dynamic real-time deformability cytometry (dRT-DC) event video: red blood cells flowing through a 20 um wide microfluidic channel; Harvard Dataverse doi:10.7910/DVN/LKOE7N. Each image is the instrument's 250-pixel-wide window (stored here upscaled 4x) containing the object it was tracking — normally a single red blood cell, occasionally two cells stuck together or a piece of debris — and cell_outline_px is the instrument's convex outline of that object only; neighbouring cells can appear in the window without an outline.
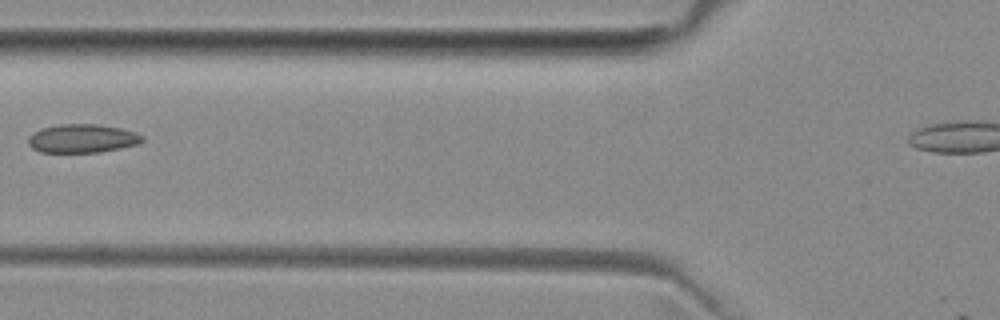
{"species": "common noctule bat (a hibernating species)", "species_latin": "Nyctalus noctula", "temperature_condition": "room temperature", "stored_images_in_passage": 7, "camera_frame_rate_fps": 3000, "um_per_image_px": 0.085, "animal": {"sex": "female", "body_mass_g": 29.2, "forearm_length_mm": 56.3}, "frame": {"image": 1, "passage_image": 6, "time_ms": 5.667, "image_size_px": [1000, 320], "cell_outline_px": [[144, 140], [140, 144], [100, 152], [40, 152], [32, 148], [28, 144], [28, 136], [32, 132], [40, 128], [60, 124], [96, 124], [120, 128], [136, 132], [144, 136]], "centroid_in_image_um": [6.99, 11.77], "position_along_channel_um": 118.8, "area_um2": 19.19}}
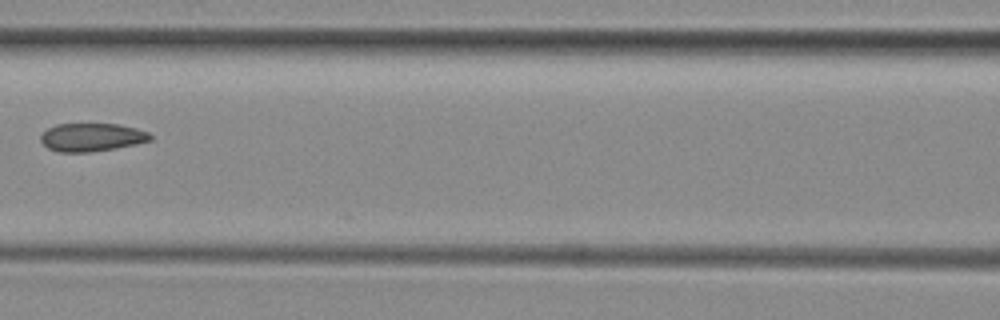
{"frame": {"image": 2, "passage_image": 7, "time_ms": 6.667, "image_size_px": [1000, 320], "cell_outline_px": [[152, 140], [136, 144], [116, 148], [88, 152], [56, 152], [48, 148], [40, 140], [40, 136], [48, 128], [56, 124], [116, 124], [136, 128], [148, 132], [152, 136]], "centroid_in_image_um": [7.79, 11.67], "position_along_channel_um": 158.8, "area_um2": 17.98}}